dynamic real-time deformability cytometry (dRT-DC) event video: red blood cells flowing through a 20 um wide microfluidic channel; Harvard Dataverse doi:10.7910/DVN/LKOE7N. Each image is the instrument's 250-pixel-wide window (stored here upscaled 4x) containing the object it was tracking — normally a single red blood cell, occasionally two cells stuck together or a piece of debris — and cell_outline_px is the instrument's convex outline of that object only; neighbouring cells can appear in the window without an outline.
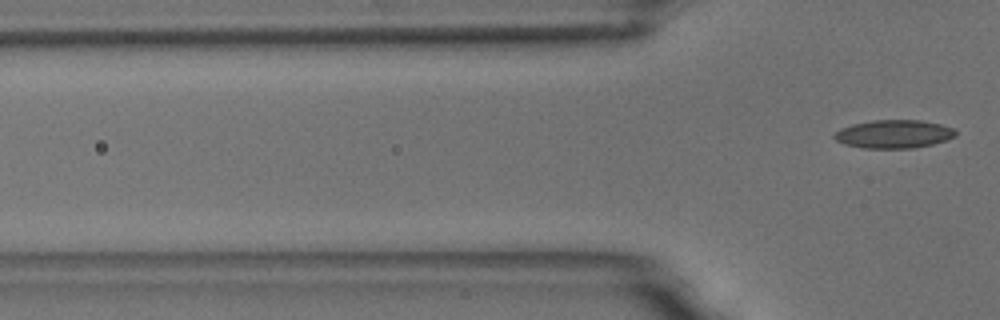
{"species": "common noctule bat (a hibernating species)", "species_latin": "Nyctalus noctula", "temperature_condition": "room temperature", "stored_images_in_passage": 5, "camera_frame_rate_fps": 3000, "um_per_image_px": 0.085, "animal": {"sex": "male", "body_mass_g": 18.8}, "frame": {"image": 1, "passage_image": 5, "time_ms": 4.333, "image_size_px": [1000, 320], "cell_outline_px": [[956, 136], [948, 140], [932, 144], [912, 148], [864, 148], [844, 144], [836, 140], [832, 136], [840, 128], [852, 124], [872, 120], [920, 120], [940, 124], [956, 128]], "centroid_in_image_um": [75.99, 11.39], "position_along_channel_um": 49.8, "area_um2": 20.11}}